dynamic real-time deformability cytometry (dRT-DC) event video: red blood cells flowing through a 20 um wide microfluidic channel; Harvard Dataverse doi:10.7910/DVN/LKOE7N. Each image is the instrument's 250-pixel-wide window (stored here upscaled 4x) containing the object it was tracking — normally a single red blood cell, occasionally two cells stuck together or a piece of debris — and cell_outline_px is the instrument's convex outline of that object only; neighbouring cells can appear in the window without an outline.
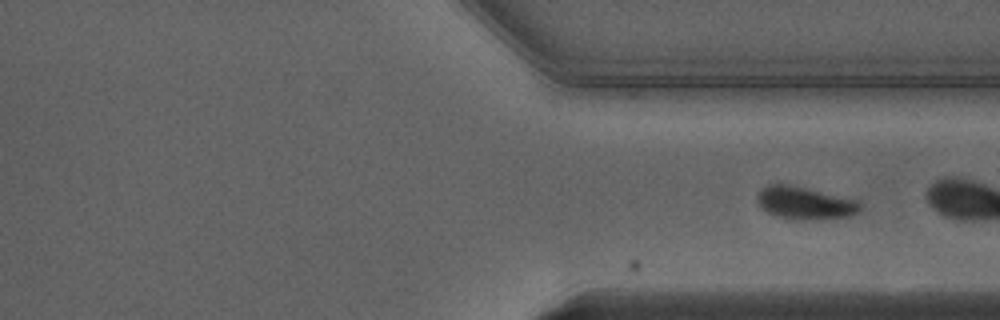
{"species": "Egyptian fruit bat (a non-hibernating species)", "species_latin": "Rousettus aegyptiacus", "temperature_condition": "warm", "stored_images_in_passage": 29, "camera_frame_rate_fps": 3000, "um_per_image_px": 0.085, "animal": {"sex": "male"}, "frame": {"image": 1, "passage_image": 29, "time_ms": 9.333, "image_size_px": [1000, 320], "cell_outline_px": [[860, 212], [848, 216], [820, 220], [788, 220], [772, 216], [756, 200], [756, 196], [760, 188], [768, 184], [788, 184], [856, 200], [860, 204]], "centroid_in_image_um": [68.36, 17.28], "position_along_channel_um": 343.0, "area_um2": 19.71}}